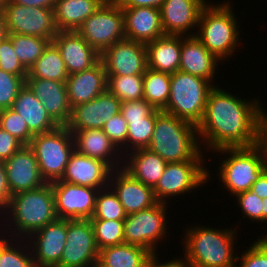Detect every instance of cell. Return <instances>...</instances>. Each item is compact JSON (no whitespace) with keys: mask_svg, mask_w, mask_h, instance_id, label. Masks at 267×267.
Segmentation results:
<instances>
[{"mask_svg":"<svg viewBox=\"0 0 267 267\" xmlns=\"http://www.w3.org/2000/svg\"><path fill=\"white\" fill-rule=\"evenodd\" d=\"M11 194L34 190L46 184L37 158L29 145H23L11 158L4 161Z\"/></svg>","mask_w":267,"mask_h":267,"instance_id":"d6986e66","label":"cell"},{"mask_svg":"<svg viewBox=\"0 0 267 267\" xmlns=\"http://www.w3.org/2000/svg\"><path fill=\"white\" fill-rule=\"evenodd\" d=\"M164 0H119L121 7H154L160 8Z\"/></svg>","mask_w":267,"mask_h":267,"instance_id":"f5cc1de1","label":"cell"},{"mask_svg":"<svg viewBox=\"0 0 267 267\" xmlns=\"http://www.w3.org/2000/svg\"><path fill=\"white\" fill-rule=\"evenodd\" d=\"M262 235L241 256L237 254L235 267H267V234Z\"/></svg>","mask_w":267,"mask_h":267,"instance_id":"7bdbcfd3","label":"cell"},{"mask_svg":"<svg viewBox=\"0 0 267 267\" xmlns=\"http://www.w3.org/2000/svg\"><path fill=\"white\" fill-rule=\"evenodd\" d=\"M52 42L60 50L69 75L87 70L100 61V53L76 31H59Z\"/></svg>","mask_w":267,"mask_h":267,"instance_id":"603a6c76","label":"cell"},{"mask_svg":"<svg viewBox=\"0 0 267 267\" xmlns=\"http://www.w3.org/2000/svg\"><path fill=\"white\" fill-rule=\"evenodd\" d=\"M215 152L222 153V156L225 154L218 167V179L233 197L250 190L267 167V154L261 143L251 147L222 148Z\"/></svg>","mask_w":267,"mask_h":267,"instance_id":"8992f818","label":"cell"},{"mask_svg":"<svg viewBox=\"0 0 267 267\" xmlns=\"http://www.w3.org/2000/svg\"><path fill=\"white\" fill-rule=\"evenodd\" d=\"M29 146L34 151L39 171L46 183L61 180L70 155L75 150L73 134L66 126L34 135Z\"/></svg>","mask_w":267,"mask_h":267,"instance_id":"ba28073f","label":"cell"},{"mask_svg":"<svg viewBox=\"0 0 267 267\" xmlns=\"http://www.w3.org/2000/svg\"><path fill=\"white\" fill-rule=\"evenodd\" d=\"M186 229L182 249L192 267H235L237 228L217 229L196 224Z\"/></svg>","mask_w":267,"mask_h":267,"instance_id":"277c9868","label":"cell"},{"mask_svg":"<svg viewBox=\"0 0 267 267\" xmlns=\"http://www.w3.org/2000/svg\"><path fill=\"white\" fill-rule=\"evenodd\" d=\"M237 205L241 208L243 213L242 218L252 220L256 223H262V209H263V199L258 197L251 190L239 193L236 196Z\"/></svg>","mask_w":267,"mask_h":267,"instance_id":"f6af8a7d","label":"cell"},{"mask_svg":"<svg viewBox=\"0 0 267 267\" xmlns=\"http://www.w3.org/2000/svg\"><path fill=\"white\" fill-rule=\"evenodd\" d=\"M0 127L23 145H29L34 137L23 117L11 108L0 110Z\"/></svg>","mask_w":267,"mask_h":267,"instance_id":"60d3db41","label":"cell"},{"mask_svg":"<svg viewBox=\"0 0 267 267\" xmlns=\"http://www.w3.org/2000/svg\"><path fill=\"white\" fill-rule=\"evenodd\" d=\"M7 29H6V22L5 17L2 9L0 10V42L7 37Z\"/></svg>","mask_w":267,"mask_h":267,"instance_id":"9f6ffc18","label":"cell"},{"mask_svg":"<svg viewBox=\"0 0 267 267\" xmlns=\"http://www.w3.org/2000/svg\"><path fill=\"white\" fill-rule=\"evenodd\" d=\"M264 108L261 106L260 143L263 145L267 154V113Z\"/></svg>","mask_w":267,"mask_h":267,"instance_id":"11a10c76","label":"cell"},{"mask_svg":"<svg viewBox=\"0 0 267 267\" xmlns=\"http://www.w3.org/2000/svg\"><path fill=\"white\" fill-rule=\"evenodd\" d=\"M0 69L18 76L28 75V71L19 62L8 36L0 42Z\"/></svg>","mask_w":267,"mask_h":267,"instance_id":"bcb514c9","label":"cell"},{"mask_svg":"<svg viewBox=\"0 0 267 267\" xmlns=\"http://www.w3.org/2000/svg\"><path fill=\"white\" fill-rule=\"evenodd\" d=\"M121 103L107 90L87 103L72 107L66 127L71 133L85 129H102L106 122L120 113Z\"/></svg>","mask_w":267,"mask_h":267,"instance_id":"e0dca14e","label":"cell"},{"mask_svg":"<svg viewBox=\"0 0 267 267\" xmlns=\"http://www.w3.org/2000/svg\"><path fill=\"white\" fill-rule=\"evenodd\" d=\"M75 150L107 163L113 170L123 167V155L102 129H85L72 132Z\"/></svg>","mask_w":267,"mask_h":267,"instance_id":"4316f807","label":"cell"},{"mask_svg":"<svg viewBox=\"0 0 267 267\" xmlns=\"http://www.w3.org/2000/svg\"><path fill=\"white\" fill-rule=\"evenodd\" d=\"M152 255L147 249L124 243L100 249L96 267H148Z\"/></svg>","mask_w":267,"mask_h":267,"instance_id":"1f68e13d","label":"cell"},{"mask_svg":"<svg viewBox=\"0 0 267 267\" xmlns=\"http://www.w3.org/2000/svg\"><path fill=\"white\" fill-rule=\"evenodd\" d=\"M57 219L52 184L46 183L12 195L9 205L0 214V230L10 238L27 239Z\"/></svg>","mask_w":267,"mask_h":267,"instance_id":"7a4b0ae2","label":"cell"},{"mask_svg":"<svg viewBox=\"0 0 267 267\" xmlns=\"http://www.w3.org/2000/svg\"><path fill=\"white\" fill-rule=\"evenodd\" d=\"M59 219L90 220L94 213L98 189L57 180L51 182Z\"/></svg>","mask_w":267,"mask_h":267,"instance_id":"5bb4252c","label":"cell"},{"mask_svg":"<svg viewBox=\"0 0 267 267\" xmlns=\"http://www.w3.org/2000/svg\"><path fill=\"white\" fill-rule=\"evenodd\" d=\"M23 144L13 135L0 127V160L6 161L11 158Z\"/></svg>","mask_w":267,"mask_h":267,"instance_id":"c3c4849f","label":"cell"},{"mask_svg":"<svg viewBox=\"0 0 267 267\" xmlns=\"http://www.w3.org/2000/svg\"><path fill=\"white\" fill-rule=\"evenodd\" d=\"M216 84L180 70L171 74L170 96L163 112L193 125L201 122L208 94Z\"/></svg>","mask_w":267,"mask_h":267,"instance_id":"52a82bcc","label":"cell"},{"mask_svg":"<svg viewBox=\"0 0 267 267\" xmlns=\"http://www.w3.org/2000/svg\"><path fill=\"white\" fill-rule=\"evenodd\" d=\"M148 68L173 74L179 70L181 36L163 35L146 44Z\"/></svg>","mask_w":267,"mask_h":267,"instance_id":"f546056e","label":"cell"},{"mask_svg":"<svg viewBox=\"0 0 267 267\" xmlns=\"http://www.w3.org/2000/svg\"><path fill=\"white\" fill-rule=\"evenodd\" d=\"M125 38L147 44L165 35L160 9L154 7H122Z\"/></svg>","mask_w":267,"mask_h":267,"instance_id":"d4e9b609","label":"cell"},{"mask_svg":"<svg viewBox=\"0 0 267 267\" xmlns=\"http://www.w3.org/2000/svg\"><path fill=\"white\" fill-rule=\"evenodd\" d=\"M156 123V110L143 120L131 121L128 123L127 153L147 148L154 132Z\"/></svg>","mask_w":267,"mask_h":267,"instance_id":"ab89813d","label":"cell"},{"mask_svg":"<svg viewBox=\"0 0 267 267\" xmlns=\"http://www.w3.org/2000/svg\"><path fill=\"white\" fill-rule=\"evenodd\" d=\"M12 3L32 7L54 8L56 0H10Z\"/></svg>","mask_w":267,"mask_h":267,"instance_id":"db71d44e","label":"cell"},{"mask_svg":"<svg viewBox=\"0 0 267 267\" xmlns=\"http://www.w3.org/2000/svg\"><path fill=\"white\" fill-rule=\"evenodd\" d=\"M158 253L153 254L150 258L148 267H192V265L185 258H172V260H166L162 263L158 259ZM180 258V259H179Z\"/></svg>","mask_w":267,"mask_h":267,"instance_id":"f907efd6","label":"cell"},{"mask_svg":"<svg viewBox=\"0 0 267 267\" xmlns=\"http://www.w3.org/2000/svg\"><path fill=\"white\" fill-rule=\"evenodd\" d=\"M76 32L101 53L125 39L124 13L119 2L106 0Z\"/></svg>","mask_w":267,"mask_h":267,"instance_id":"30bf717a","label":"cell"},{"mask_svg":"<svg viewBox=\"0 0 267 267\" xmlns=\"http://www.w3.org/2000/svg\"><path fill=\"white\" fill-rule=\"evenodd\" d=\"M97 248L124 244V220L90 219Z\"/></svg>","mask_w":267,"mask_h":267,"instance_id":"74e56055","label":"cell"},{"mask_svg":"<svg viewBox=\"0 0 267 267\" xmlns=\"http://www.w3.org/2000/svg\"><path fill=\"white\" fill-rule=\"evenodd\" d=\"M25 85L41 101L49 116L59 125L66 126L71 115L66 83L51 79L25 78Z\"/></svg>","mask_w":267,"mask_h":267,"instance_id":"7402d4cb","label":"cell"},{"mask_svg":"<svg viewBox=\"0 0 267 267\" xmlns=\"http://www.w3.org/2000/svg\"><path fill=\"white\" fill-rule=\"evenodd\" d=\"M147 148L167 163L205 160L206 151L200 144L197 126L157 109L154 132Z\"/></svg>","mask_w":267,"mask_h":267,"instance_id":"3957f363","label":"cell"},{"mask_svg":"<svg viewBox=\"0 0 267 267\" xmlns=\"http://www.w3.org/2000/svg\"><path fill=\"white\" fill-rule=\"evenodd\" d=\"M66 235L61 261L56 267H96L99 249L91 221L67 219Z\"/></svg>","mask_w":267,"mask_h":267,"instance_id":"4fadbf2b","label":"cell"},{"mask_svg":"<svg viewBox=\"0 0 267 267\" xmlns=\"http://www.w3.org/2000/svg\"><path fill=\"white\" fill-rule=\"evenodd\" d=\"M227 92L217 85L210 90L197 126L200 144L209 152L260 143L261 100L243 99Z\"/></svg>","mask_w":267,"mask_h":267,"instance_id":"6da1fadb","label":"cell"},{"mask_svg":"<svg viewBox=\"0 0 267 267\" xmlns=\"http://www.w3.org/2000/svg\"><path fill=\"white\" fill-rule=\"evenodd\" d=\"M2 11L7 34L38 36L53 41L59 32L55 23L53 8L27 7L8 0Z\"/></svg>","mask_w":267,"mask_h":267,"instance_id":"7c38bea8","label":"cell"},{"mask_svg":"<svg viewBox=\"0 0 267 267\" xmlns=\"http://www.w3.org/2000/svg\"><path fill=\"white\" fill-rule=\"evenodd\" d=\"M8 0H0V10L3 8L4 4L7 2Z\"/></svg>","mask_w":267,"mask_h":267,"instance_id":"680465c9","label":"cell"},{"mask_svg":"<svg viewBox=\"0 0 267 267\" xmlns=\"http://www.w3.org/2000/svg\"><path fill=\"white\" fill-rule=\"evenodd\" d=\"M144 75L107 76V90L121 102L144 99Z\"/></svg>","mask_w":267,"mask_h":267,"instance_id":"8d00e7d4","label":"cell"},{"mask_svg":"<svg viewBox=\"0 0 267 267\" xmlns=\"http://www.w3.org/2000/svg\"><path fill=\"white\" fill-rule=\"evenodd\" d=\"M107 76L144 75L148 68L146 44L123 39L100 53Z\"/></svg>","mask_w":267,"mask_h":267,"instance_id":"9a60e30c","label":"cell"},{"mask_svg":"<svg viewBox=\"0 0 267 267\" xmlns=\"http://www.w3.org/2000/svg\"><path fill=\"white\" fill-rule=\"evenodd\" d=\"M266 221H267V197L263 199V209H262V224L264 225L265 229L267 225Z\"/></svg>","mask_w":267,"mask_h":267,"instance_id":"6f0895ef","label":"cell"},{"mask_svg":"<svg viewBox=\"0 0 267 267\" xmlns=\"http://www.w3.org/2000/svg\"><path fill=\"white\" fill-rule=\"evenodd\" d=\"M207 2L209 1L164 0L159 9L165 35H195L192 31L197 28L200 13Z\"/></svg>","mask_w":267,"mask_h":267,"instance_id":"ac0fdd59","label":"cell"},{"mask_svg":"<svg viewBox=\"0 0 267 267\" xmlns=\"http://www.w3.org/2000/svg\"><path fill=\"white\" fill-rule=\"evenodd\" d=\"M112 170L104 161L74 150L61 181L101 190L109 186Z\"/></svg>","mask_w":267,"mask_h":267,"instance_id":"44dd1931","label":"cell"},{"mask_svg":"<svg viewBox=\"0 0 267 267\" xmlns=\"http://www.w3.org/2000/svg\"><path fill=\"white\" fill-rule=\"evenodd\" d=\"M222 2H208L200 13L198 30L194 33L200 42L224 63V60H228L229 56L232 58L237 52L235 50L238 44H241V35L236 14L232 11L234 6L229 0Z\"/></svg>","mask_w":267,"mask_h":267,"instance_id":"5b68a950","label":"cell"},{"mask_svg":"<svg viewBox=\"0 0 267 267\" xmlns=\"http://www.w3.org/2000/svg\"><path fill=\"white\" fill-rule=\"evenodd\" d=\"M106 0H56L55 23L58 31H76Z\"/></svg>","mask_w":267,"mask_h":267,"instance_id":"4dcf8cb0","label":"cell"},{"mask_svg":"<svg viewBox=\"0 0 267 267\" xmlns=\"http://www.w3.org/2000/svg\"><path fill=\"white\" fill-rule=\"evenodd\" d=\"M68 75L60 50L51 42L28 70L27 76L66 82Z\"/></svg>","mask_w":267,"mask_h":267,"instance_id":"d6a6232c","label":"cell"},{"mask_svg":"<svg viewBox=\"0 0 267 267\" xmlns=\"http://www.w3.org/2000/svg\"><path fill=\"white\" fill-rule=\"evenodd\" d=\"M11 197L4 161L0 160V214L9 205Z\"/></svg>","mask_w":267,"mask_h":267,"instance_id":"681fc988","label":"cell"},{"mask_svg":"<svg viewBox=\"0 0 267 267\" xmlns=\"http://www.w3.org/2000/svg\"><path fill=\"white\" fill-rule=\"evenodd\" d=\"M67 219H57L32 233L28 241L36 267H56L67 238Z\"/></svg>","mask_w":267,"mask_h":267,"instance_id":"2e32d148","label":"cell"},{"mask_svg":"<svg viewBox=\"0 0 267 267\" xmlns=\"http://www.w3.org/2000/svg\"><path fill=\"white\" fill-rule=\"evenodd\" d=\"M168 204L157 202L154 206L131 213L124 220V241L149 250L152 254L158 252L159 242L166 239L169 227ZM167 213V214H166ZM166 235V236H165ZM157 251V252H156Z\"/></svg>","mask_w":267,"mask_h":267,"instance_id":"9c48e42d","label":"cell"},{"mask_svg":"<svg viewBox=\"0 0 267 267\" xmlns=\"http://www.w3.org/2000/svg\"><path fill=\"white\" fill-rule=\"evenodd\" d=\"M27 76H18L0 69V110L11 108Z\"/></svg>","mask_w":267,"mask_h":267,"instance_id":"b9f144b4","label":"cell"},{"mask_svg":"<svg viewBox=\"0 0 267 267\" xmlns=\"http://www.w3.org/2000/svg\"><path fill=\"white\" fill-rule=\"evenodd\" d=\"M220 62L222 64L195 35L181 36L180 71L214 83L213 77Z\"/></svg>","mask_w":267,"mask_h":267,"instance_id":"cb8c5ba5","label":"cell"},{"mask_svg":"<svg viewBox=\"0 0 267 267\" xmlns=\"http://www.w3.org/2000/svg\"><path fill=\"white\" fill-rule=\"evenodd\" d=\"M126 216L120 200L109 186L98 191L91 219L125 220Z\"/></svg>","mask_w":267,"mask_h":267,"instance_id":"f35d334b","label":"cell"},{"mask_svg":"<svg viewBox=\"0 0 267 267\" xmlns=\"http://www.w3.org/2000/svg\"><path fill=\"white\" fill-rule=\"evenodd\" d=\"M123 169L144 185L154 188L167 162L148 148L133 150L123 156Z\"/></svg>","mask_w":267,"mask_h":267,"instance_id":"83f0119b","label":"cell"},{"mask_svg":"<svg viewBox=\"0 0 267 267\" xmlns=\"http://www.w3.org/2000/svg\"><path fill=\"white\" fill-rule=\"evenodd\" d=\"M19 62L28 71L52 42L49 39L24 34H8Z\"/></svg>","mask_w":267,"mask_h":267,"instance_id":"d590c367","label":"cell"},{"mask_svg":"<svg viewBox=\"0 0 267 267\" xmlns=\"http://www.w3.org/2000/svg\"><path fill=\"white\" fill-rule=\"evenodd\" d=\"M11 109L23 117L33 135L52 131L59 126L26 85L19 91Z\"/></svg>","mask_w":267,"mask_h":267,"instance_id":"f1b7e54d","label":"cell"},{"mask_svg":"<svg viewBox=\"0 0 267 267\" xmlns=\"http://www.w3.org/2000/svg\"><path fill=\"white\" fill-rule=\"evenodd\" d=\"M171 74L147 68L143 76L144 100L163 111L170 96Z\"/></svg>","mask_w":267,"mask_h":267,"instance_id":"e575fe53","label":"cell"},{"mask_svg":"<svg viewBox=\"0 0 267 267\" xmlns=\"http://www.w3.org/2000/svg\"><path fill=\"white\" fill-rule=\"evenodd\" d=\"M109 187L117 195L127 215L150 208L157 203L153 188L133 178L123 168L112 170Z\"/></svg>","mask_w":267,"mask_h":267,"instance_id":"ffe728a7","label":"cell"},{"mask_svg":"<svg viewBox=\"0 0 267 267\" xmlns=\"http://www.w3.org/2000/svg\"><path fill=\"white\" fill-rule=\"evenodd\" d=\"M156 109L146 100L124 101L121 103L120 113L127 123L131 121L143 120L150 116Z\"/></svg>","mask_w":267,"mask_h":267,"instance_id":"7dc6e473","label":"cell"},{"mask_svg":"<svg viewBox=\"0 0 267 267\" xmlns=\"http://www.w3.org/2000/svg\"><path fill=\"white\" fill-rule=\"evenodd\" d=\"M0 267H36L28 241L15 240L0 230Z\"/></svg>","mask_w":267,"mask_h":267,"instance_id":"836d02e7","label":"cell"},{"mask_svg":"<svg viewBox=\"0 0 267 267\" xmlns=\"http://www.w3.org/2000/svg\"><path fill=\"white\" fill-rule=\"evenodd\" d=\"M205 161H184L168 163L158 183L153 188L157 202L168 203L170 197H178L198 190L208 183L209 174ZM195 189V190H194ZM169 198V199H168Z\"/></svg>","mask_w":267,"mask_h":267,"instance_id":"8fae6325","label":"cell"},{"mask_svg":"<svg viewBox=\"0 0 267 267\" xmlns=\"http://www.w3.org/2000/svg\"><path fill=\"white\" fill-rule=\"evenodd\" d=\"M65 83L72 108L107 91L108 77L102 62L99 61L87 70L68 75Z\"/></svg>","mask_w":267,"mask_h":267,"instance_id":"484cf974","label":"cell"},{"mask_svg":"<svg viewBox=\"0 0 267 267\" xmlns=\"http://www.w3.org/2000/svg\"><path fill=\"white\" fill-rule=\"evenodd\" d=\"M250 190L261 199L267 197V167L261 172L257 181L253 183Z\"/></svg>","mask_w":267,"mask_h":267,"instance_id":"816d5d0a","label":"cell"},{"mask_svg":"<svg viewBox=\"0 0 267 267\" xmlns=\"http://www.w3.org/2000/svg\"><path fill=\"white\" fill-rule=\"evenodd\" d=\"M102 130L121 151L122 155H126L128 123L122 114L118 113L112 117V119L104 124Z\"/></svg>","mask_w":267,"mask_h":267,"instance_id":"ee69618b","label":"cell"}]
</instances>
